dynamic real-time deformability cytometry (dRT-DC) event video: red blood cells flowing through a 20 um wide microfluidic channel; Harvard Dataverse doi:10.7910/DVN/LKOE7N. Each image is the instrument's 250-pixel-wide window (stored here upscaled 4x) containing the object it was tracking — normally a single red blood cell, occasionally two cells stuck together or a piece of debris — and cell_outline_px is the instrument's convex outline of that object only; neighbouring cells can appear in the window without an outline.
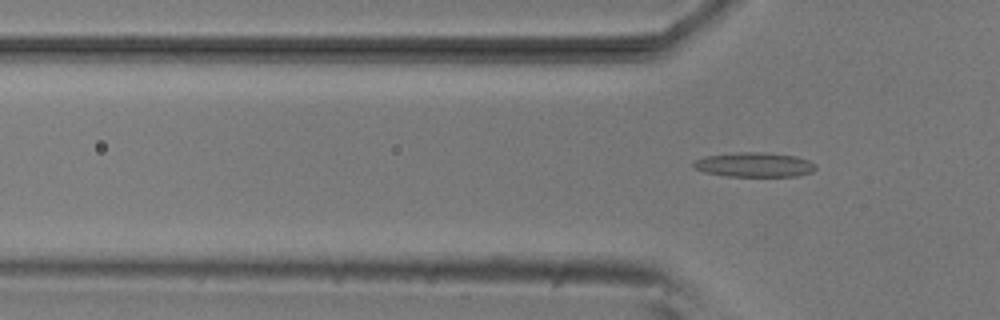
{"species": "common noctule bat (a hibernating species)", "species_latin": "Nyctalus noctula", "temperature_condition": "room temperature", "stored_images_in_passage": 2, "camera_frame_rate_fps": 3000, "um_per_image_px": 0.085, "animal": {"sex": "male", "body_mass_g": 20.5, "forearm_length_mm": 52.5}, "frame": {"image": 1, "passage_image": 2, "time_ms": 0.333, "image_size_px": [1000, 320], "cell_outline_px": [[816, 168], [812, 172], [796, 176], [728, 176], [704, 172], [696, 168], [692, 164], [692, 160], [704, 156], [740, 152], [760, 152], [796, 156], [808, 160], [816, 164]], "centroid_in_image_um": [64.1, 14.0], "position_along_channel_um": 61.7, "area_um2": 17.46}}